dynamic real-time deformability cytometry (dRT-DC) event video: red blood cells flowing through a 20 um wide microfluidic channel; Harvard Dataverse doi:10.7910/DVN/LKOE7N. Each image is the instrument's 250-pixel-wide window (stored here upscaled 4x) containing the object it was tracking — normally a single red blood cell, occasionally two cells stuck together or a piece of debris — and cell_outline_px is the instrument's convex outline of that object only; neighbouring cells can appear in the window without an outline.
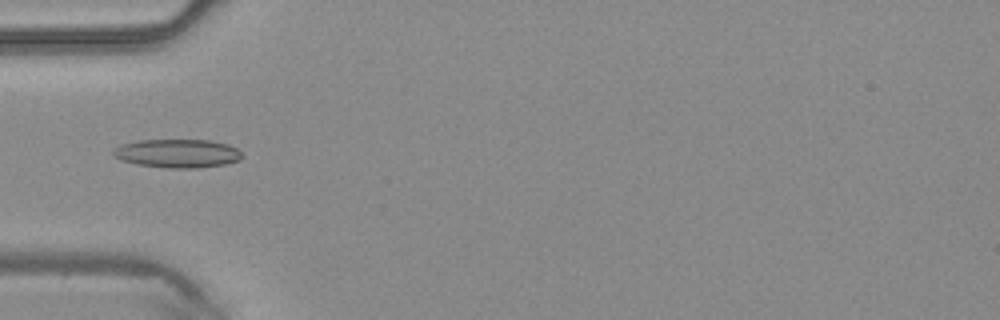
{"species": "common noctule bat (a hibernating species)", "species_latin": "Nyctalus noctula", "temperature_condition": "warm", "stored_images_in_passage": 40, "camera_frame_rate_fps": 3000, "um_per_image_px": 0.085, "animal": {"sex": "male", "body_mass_g": 20.4}, "frame": {"image": 1, "passage_image": 9, "time_ms": 2.667, "image_size_px": [1000, 320], "cell_outline_px": [[244, 156], [240, 160], [224, 164], [196, 168], [168, 168], [136, 164], [120, 160], [112, 156], [112, 148], [120, 144], [140, 140], [208, 140], [228, 144], [236, 148]], "centroid_in_image_um": [15.04, 13.04], "position_along_channel_um": 70.0, "area_um2": 21.62}}
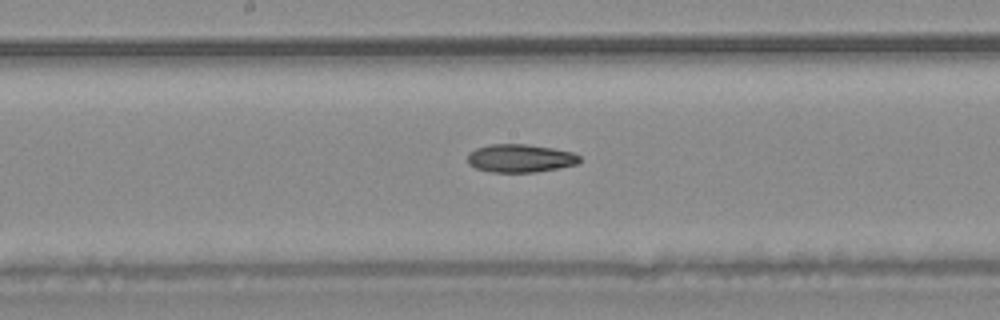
{"frame": {"image": 2, "passage_image": 18, "time_ms": 5.667, "image_size_px": [1000, 320], "cell_outline_px": [[580, 160], [576, 164], [560, 168], [536, 172], [492, 172], [476, 168], [468, 164], [468, 152], [476, 148], [492, 144], [528, 144], [552, 148], [572, 152], [580, 156]], "centroid_in_image_um": [44.21, 13.45], "position_along_channel_um": 204.0, "area_um2": 18.38}}
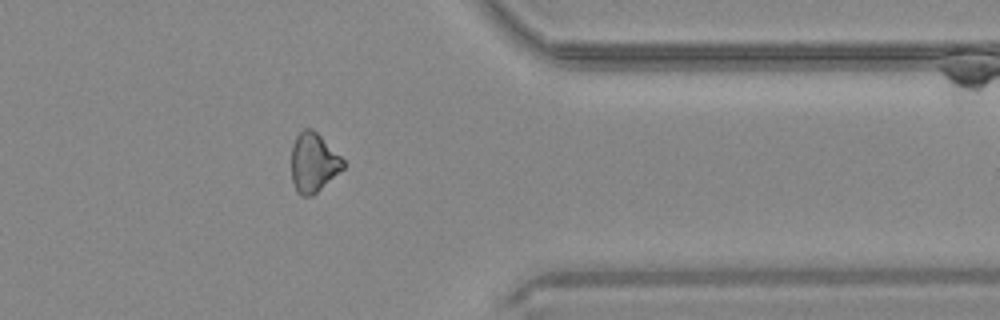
{"frame": {"image": 3, "passage_image": 31, "time_ms": 10.0, "image_size_px": [1000, 320], "cell_outline_px": [[344, 168], [312, 196], [300, 196], [296, 192], [292, 180], [292, 144], [296, 136], [304, 128], [312, 128], [344, 160]], "centroid_in_image_um": [26.62, 13.83], "position_along_channel_um": 384.8, "area_um2": 17.69}}